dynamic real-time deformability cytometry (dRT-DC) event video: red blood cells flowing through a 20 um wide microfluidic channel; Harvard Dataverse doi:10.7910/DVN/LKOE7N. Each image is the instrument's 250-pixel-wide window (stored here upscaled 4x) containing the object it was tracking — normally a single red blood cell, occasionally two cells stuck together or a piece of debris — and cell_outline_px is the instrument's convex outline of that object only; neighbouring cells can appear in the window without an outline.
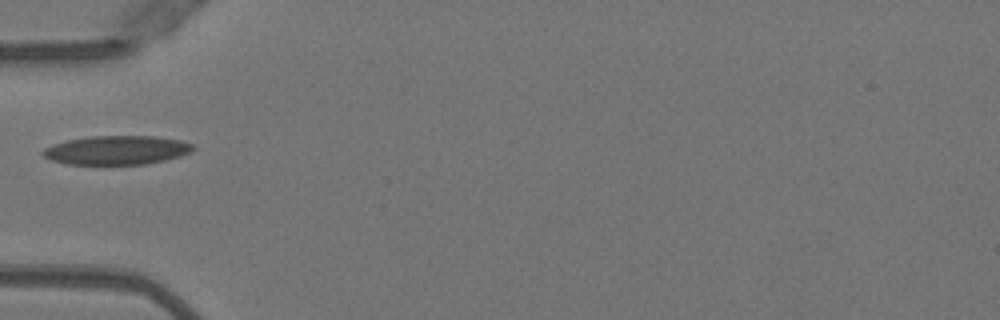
{"species": "Egyptian fruit bat (a non-hibernating species)", "species_latin": "Rousettus aegyptiacus", "temperature_condition": "warm", "stored_images_in_passage": 35, "camera_frame_rate_fps": 3000, "um_per_image_px": 0.085, "animal": {"sex": "female"}, "frame": {"image": 1, "passage_image": 1, "time_ms": 0.0, "image_size_px": [1000, 320], "cell_outline_px": [[196, 148], [180, 156], [164, 160], [144, 164], [68, 164], [52, 160], [44, 156], [40, 152], [44, 148], [52, 144], [68, 140], [92, 136], [152, 136], [180, 140], [192, 144]], "centroid_in_image_um": [9.9, 12.76], "position_along_channel_um": 75.1, "area_um2": 25.09}}
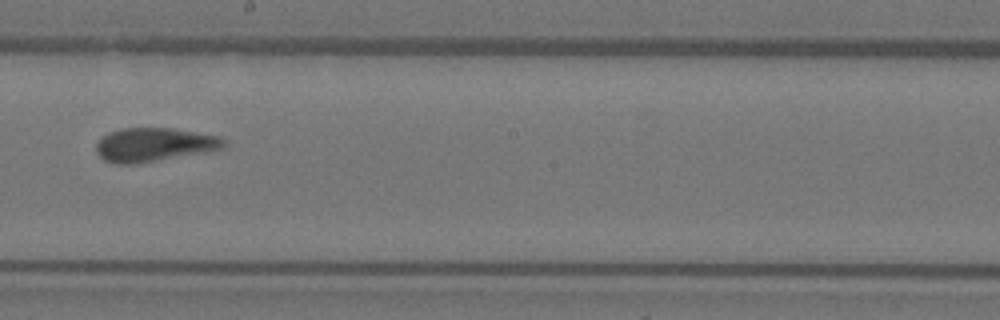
{"frame": {"image": 2, "passage_image": 13, "time_ms": 4.0, "image_size_px": [1000, 320], "cell_outline_px": [[228, 144], [224, 148], [216, 152], [136, 164], [112, 164], [104, 160], [96, 152], [96, 144], [108, 132], [120, 128], [172, 128], [220, 136]], "centroid_in_image_um": [13.18, 12.32], "position_along_channel_um": 235.0, "area_um2": 25.84}}
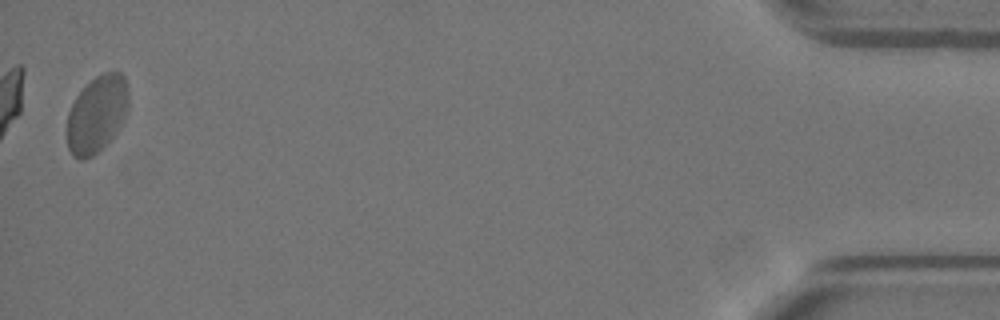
{"frame": {"image": 3, "passage_image": 34, "time_ms": 11.0, "image_size_px": [1000, 320], "cell_outline_px": [[128, 108], [116, 132], [108, 144], [92, 156], [84, 160], [80, 160], [72, 156], [68, 148], [68, 112], [76, 96], [96, 76], [104, 72], [120, 72], [124, 76], [128, 88]], "centroid_in_image_um": [8.24, 9.72], "position_along_channel_um": 427.0, "area_um2": 27.46}}